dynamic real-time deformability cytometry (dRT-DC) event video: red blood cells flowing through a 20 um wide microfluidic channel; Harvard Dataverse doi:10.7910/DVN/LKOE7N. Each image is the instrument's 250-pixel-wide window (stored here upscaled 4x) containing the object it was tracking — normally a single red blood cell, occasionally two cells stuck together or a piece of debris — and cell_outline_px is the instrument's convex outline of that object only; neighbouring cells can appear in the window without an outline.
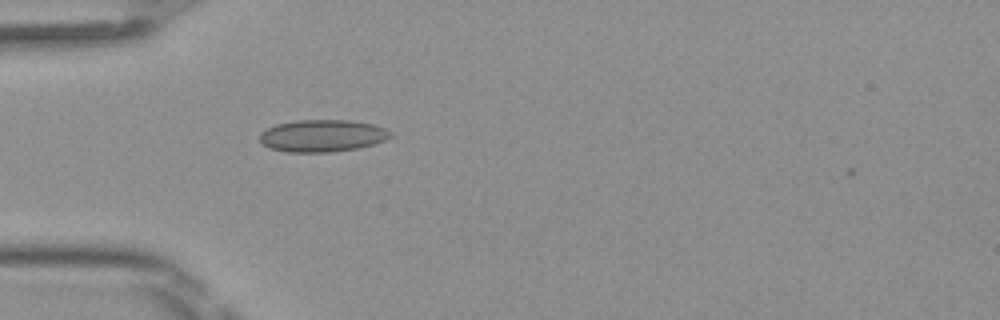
{"species": "Egyptian fruit bat (a non-hibernating species)", "species_latin": "Rousettus aegyptiacus", "temperature_condition": "room temperature", "stored_images_in_passage": 35, "camera_frame_rate_fps": 3000, "um_per_image_px": 0.085, "frame": {"image": 1, "passage_image": 1, "time_ms": 0.0, "image_size_px": [1000, 320], "cell_outline_px": [[392, 136], [384, 140], [360, 148], [332, 152], [288, 152], [268, 148], [260, 144], [260, 132], [276, 124], [296, 120], [348, 120], [372, 124], [384, 128], [392, 132]], "centroid_in_image_um": [27.37, 11.54], "position_along_channel_um": 57.6, "area_um2": 24.62}}
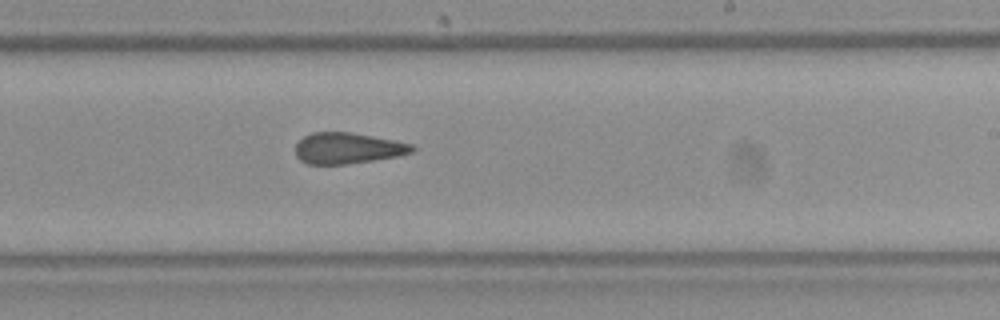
{"frame": {"image": 2, "passage_image": 16, "time_ms": 5.0, "image_size_px": [1000, 320], "cell_outline_px": [[416, 152], [396, 156], [348, 164], [308, 164], [300, 160], [296, 156], [296, 144], [304, 136], [312, 132], [352, 132], [412, 144], [416, 148]], "centroid_in_image_um": [29.55, 12.59], "position_along_channel_um": 259.4, "area_um2": 21.04}}
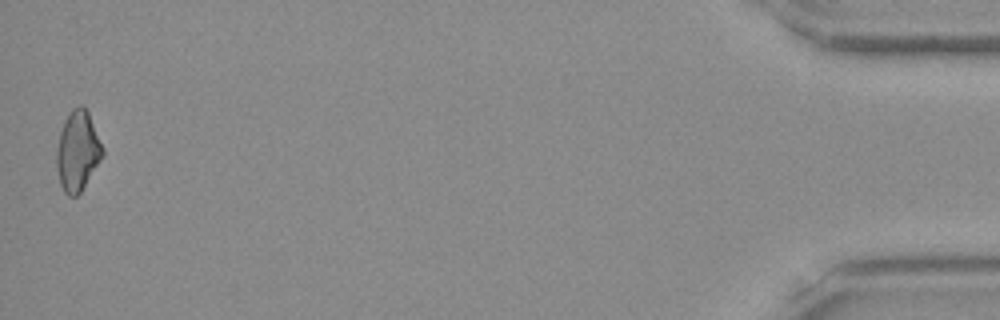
{"frame": {"image": 3, "passage_image": 35, "time_ms": 11.333, "image_size_px": [1000, 320], "cell_outline_px": [[104, 156], [80, 192], [76, 196], [68, 196], [64, 192], [60, 184], [56, 168], [56, 148], [60, 132], [64, 120], [68, 112], [72, 108], [80, 104], [88, 112], [104, 148]], "centroid_in_image_um": [6.59, 12.83], "position_along_channel_um": 428.6, "area_um2": 21.62}, "authors_computed_cell_mechanics": {"area_um2": 21.7906, "velocity_mm_per_s": 4.1202, "shape_relaxation_time_tau1_ms": null, "shape_relaxation_time_tau2_ms": 2.0229, "deformation_change_tau1": null, "deformation_change_tau2": 0.0977}}